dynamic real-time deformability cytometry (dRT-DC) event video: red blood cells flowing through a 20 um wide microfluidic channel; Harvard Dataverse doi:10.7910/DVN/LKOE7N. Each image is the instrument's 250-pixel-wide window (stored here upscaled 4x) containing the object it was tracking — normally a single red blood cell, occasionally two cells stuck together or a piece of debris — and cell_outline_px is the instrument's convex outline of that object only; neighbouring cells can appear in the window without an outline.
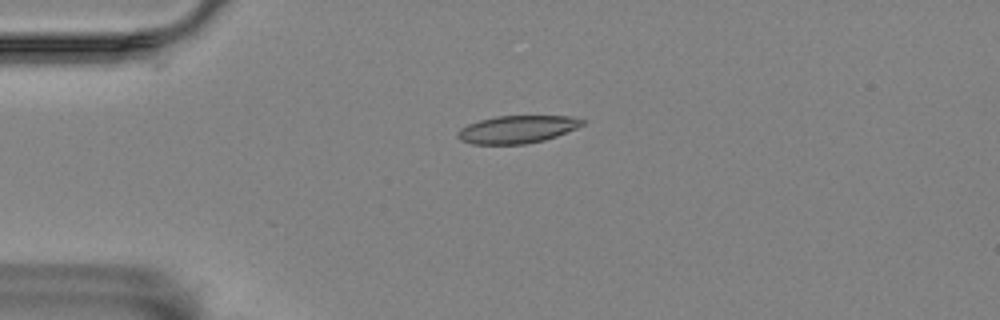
{"species": "Egyptian fruit bat (a non-hibernating species)", "species_latin": "Rousettus aegyptiacus", "temperature_condition": "room temperature", "stored_images_in_passage": 4, "camera_frame_rate_fps": 3000, "um_per_image_px": 0.085, "animal": {"sex": "female"}, "frame": {"image": 1, "passage_image": 2, "time_ms": 1.0, "image_size_px": [1000, 320], "cell_outline_px": [[584, 124], [576, 128], [556, 136], [544, 140], [524, 144], [472, 144], [460, 140], [456, 136], [456, 132], [460, 128], [468, 124], [480, 120], [496, 116], [572, 116], [584, 120]], "centroid_in_image_um": [43.92, 10.99], "position_along_channel_um": 41.1, "area_um2": 20.06}}
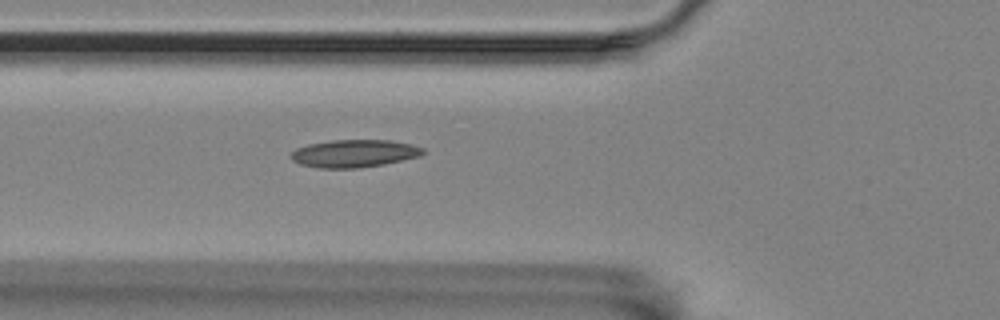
{"frame": {"image": 2, "passage_image": 4, "time_ms": 3.333, "image_size_px": [1000, 320], "cell_outline_px": [[424, 152], [420, 156], [384, 164], [356, 168], [320, 168], [300, 164], [292, 160], [288, 156], [296, 148], [308, 144], [332, 140], [388, 140], [412, 144], [424, 148]], "centroid_in_image_um": [30.08, 13.04], "position_along_channel_um": 95.7, "area_um2": 21.27}}